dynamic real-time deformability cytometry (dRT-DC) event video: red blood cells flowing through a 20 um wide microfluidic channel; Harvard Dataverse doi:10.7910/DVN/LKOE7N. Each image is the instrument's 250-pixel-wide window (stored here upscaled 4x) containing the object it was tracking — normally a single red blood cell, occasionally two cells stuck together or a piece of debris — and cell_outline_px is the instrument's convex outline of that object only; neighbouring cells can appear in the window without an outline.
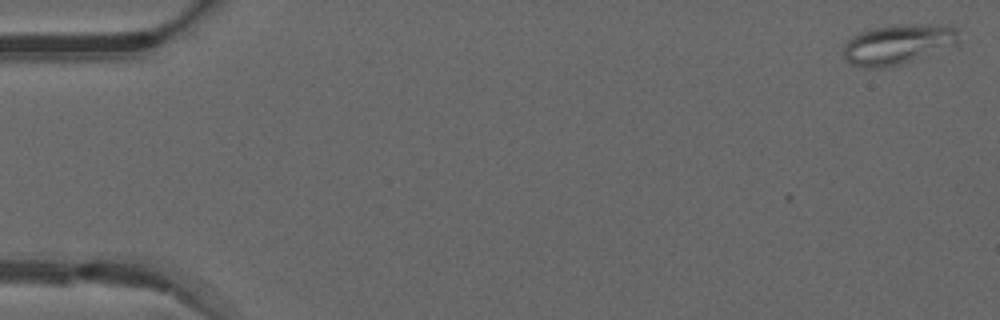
{"species": "common noctule bat (a hibernating species)", "species_latin": "Nyctalus noctula", "temperature_condition": "warm", "stored_images_in_passage": 5, "camera_frame_rate_fps": 3000, "um_per_image_px": 0.085, "animal": {"sex": "male", "forearm_length_mm": 52.5}, "frame": {"image": 1, "passage_image": 1, "time_ms": 0.0, "image_size_px": [1000, 320], "cell_outline_px": [[960, 44], [900, 64], [880, 68], [864, 68], [852, 64], [844, 60], [844, 44], [852, 36], [860, 32], [872, 28], [896, 24], [944, 24], [956, 28], [960, 40]], "centroid_in_image_um": [76.34, 3.75], "position_along_channel_um": 8.7, "area_um2": 27.17}}